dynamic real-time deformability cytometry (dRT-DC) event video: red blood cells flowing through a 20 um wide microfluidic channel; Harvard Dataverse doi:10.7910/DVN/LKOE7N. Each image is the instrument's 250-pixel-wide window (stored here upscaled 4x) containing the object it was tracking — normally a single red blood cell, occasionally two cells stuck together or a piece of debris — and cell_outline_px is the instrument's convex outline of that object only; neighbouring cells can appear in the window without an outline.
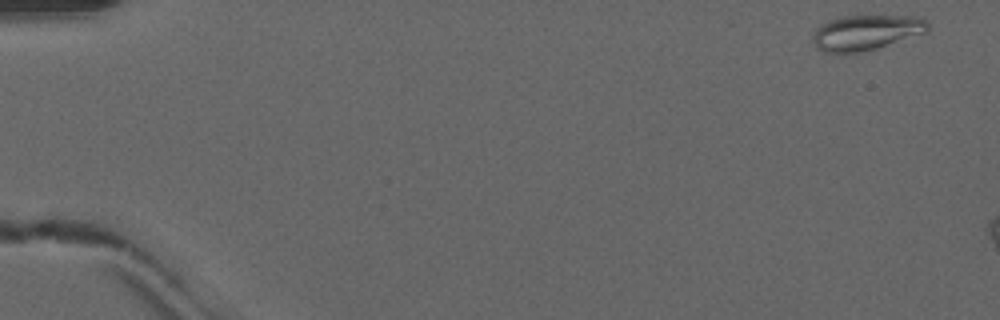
{"species": "common noctule bat (a hibernating species)", "species_latin": "Nyctalus noctula", "temperature_condition": "warm", "stored_images_in_passage": 7, "camera_frame_rate_fps": 3000, "um_per_image_px": 0.085, "animal": {"sex": "male", "forearm_length_mm": 52.5}, "frame": {"image": 1, "passage_image": 1, "time_ms": 0.0, "image_size_px": [1000, 320], "cell_outline_px": [[928, 32], [872, 48], [856, 52], [824, 52], [816, 48], [812, 44], [812, 36], [816, 28], [828, 20], [840, 16], [912, 16], [924, 20], [928, 24]], "centroid_in_image_um": [73.54, 2.74], "position_along_channel_um": 11.5, "area_um2": 23.12}}